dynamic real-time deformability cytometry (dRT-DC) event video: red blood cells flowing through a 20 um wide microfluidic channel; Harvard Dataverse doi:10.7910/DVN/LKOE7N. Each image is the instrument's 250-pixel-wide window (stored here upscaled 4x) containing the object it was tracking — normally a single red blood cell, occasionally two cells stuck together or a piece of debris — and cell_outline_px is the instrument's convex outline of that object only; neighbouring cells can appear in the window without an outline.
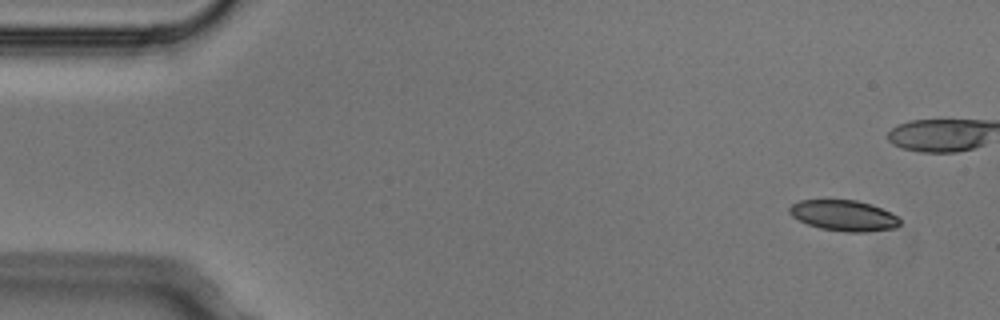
{"species": "Egyptian fruit bat (a non-hibernating species)", "species_latin": "Rousettus aegyptiacus", "temperature_condition": "cold", "stored_images_in_passage": 4, "camera_frame_rate_fps": 3000, "um_per_image_px": 0.085, "animal": {"sex": "male"}, "frame": {"image": 1, "passage_image": 1, "time_ms": 0.0, "image_size_px": [1000, 320], "cell_outline_px": [[900, 224], [896, 228], [864, 232], [844, 232], [820, 228], [808, 224], [792, 216], [788, 212], [788, 208], [792, 204], [800, 200], [856, 200], [872, 204], [896, 216], [900, 220]], "centroid_in_image_um": [71.7, 18.32], "position_along_channel_um": 13.3, "area_um2": 19.71}}